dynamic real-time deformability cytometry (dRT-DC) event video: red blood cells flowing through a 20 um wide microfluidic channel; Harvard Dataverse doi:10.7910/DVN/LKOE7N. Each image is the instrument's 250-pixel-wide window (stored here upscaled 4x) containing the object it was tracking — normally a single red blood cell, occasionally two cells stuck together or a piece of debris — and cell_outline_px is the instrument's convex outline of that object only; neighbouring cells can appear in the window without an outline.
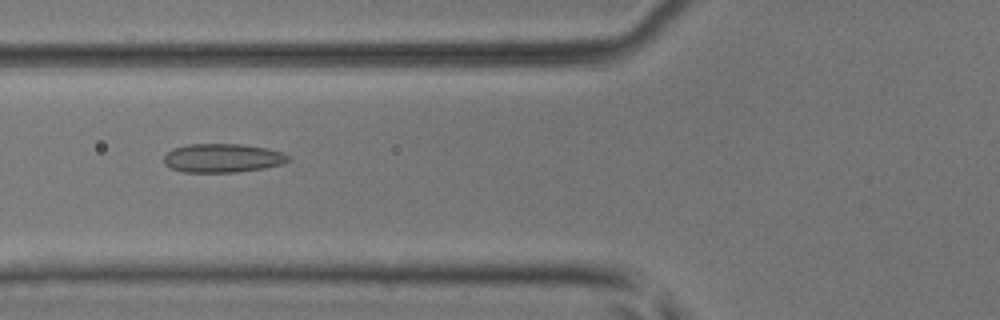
{"species": "common noctule bat (a hibernating species)", "species_latin": "Nyctalus noctula", "temperature_condition": "room temperature", "stored_images_in_passage": 51, "camera_frame_rate_fps": 3000, "um_per_image_px": 0.085, "animal": {"sex": "male", "body_mass_g": 17.9, "forearm_length_mm": 54.2}, "frame": {"image": 1, "passage_image": 20, "time_ms": 6.333, "image_size_px": [1000, 320], "cell_outline_px": [[292, 160], [284, 164], [264, 168], [236, 172], [184, 172], [168, 168], [164, 164], [164, 156], [172, 148], [188, 144], [240, 144], [268, 148], [280, 152], [288, 156]], "centroid_in_image_um": [18.9, 13.44], "position_along_channel_um": 106.9, "area_um2": 21.04}}
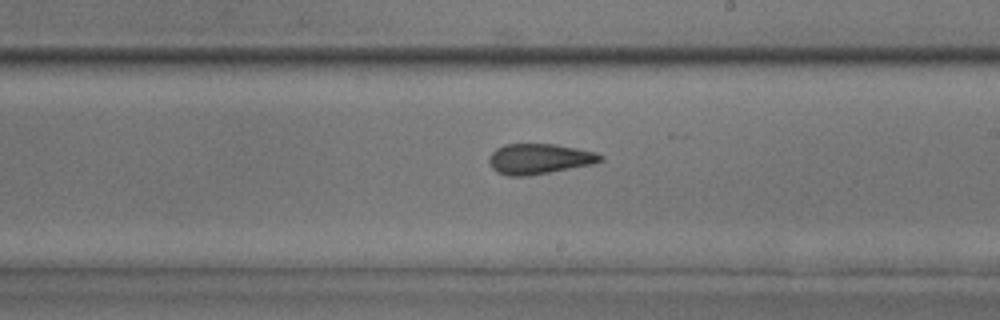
{"frame": {"image": 2, "passage_image": 30, "time_ms": 9.667, "image_size_px": [1000, 320], "cell_outline_px": [[604, 160], [592, 164], [528, 176], [508, 176], [496, 172], [492, 168], [488, 160], [488, 156], [496, 148], [504, 144], [556, 144], [596, 152], [604, 156]], "centroid_in_image_um": [45.82, 13.5], "position_along_channel_um": 243.2, "area_um2": 19.83}}
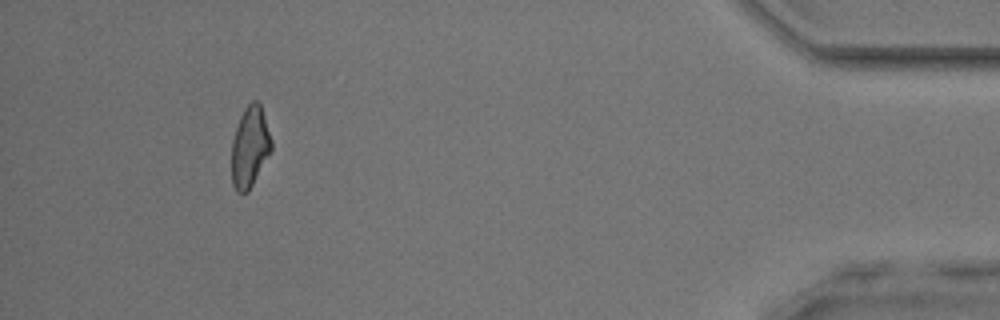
{"frame": {"image": 3, "passage_image": 47, "time_ms": 15.333, "image_size_px": [1000, 320], "cell_outline_px": [[272, 148], [248, 192], [236, 192], [232, 184], [232, 140], [240, 116], [244, 108], [252, 100], [256, 100], [260, 104], [272, 140]], "centroid_in_image_um": [21.23, 12.48], "position_along_channel_um": 414.0, "area_um2": 18.5}, "authors_computed_cell_mechanics": {"area_um2": 19.9988, "velocity_mm_per_s": 4.1041, "shape_relaxation_time_tau1_ms": 10.6173, "shape_relaxation_time_tau2_ms": 2.2546, "deformation_change_tau1": 0.17, "deformation_change_tau2": 0.1048}}